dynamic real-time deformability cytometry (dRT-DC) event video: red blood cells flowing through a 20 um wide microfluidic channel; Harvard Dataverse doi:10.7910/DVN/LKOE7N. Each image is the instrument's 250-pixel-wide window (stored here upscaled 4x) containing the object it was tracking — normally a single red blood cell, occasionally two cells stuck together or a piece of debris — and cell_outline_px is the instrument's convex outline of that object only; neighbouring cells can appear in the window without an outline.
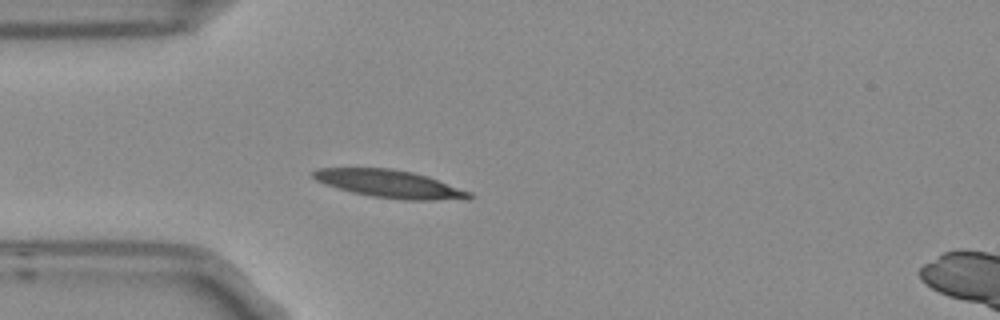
{"species": "Egyptian fruit bat (a non-hibernating species)", "species_latin": "Rousettus aegyptiacus", "temperature_condition": "room temperature", "stored_images_in_passage": 1, "camera_frame_rate_fps": 3000, "um_per_image_px": 0.085, "frame": {"image": 1, "passage_image": 1, "time_ms": 0.0, "image_size_px": [1000, 320], "cell_outline_px": [[476, 196], [468, 200], [404, 200], [372, 196], [352, 192], [324, 184], [316, 180], [312, 176], [312, 172], [320, 168], [392, 168], [412, 172], [428, 176], [472, 192]], "centroid_in_image_um": [33.21, 15.64], "position_along_channel_um": 51.8, "area_um2": 25.43}}